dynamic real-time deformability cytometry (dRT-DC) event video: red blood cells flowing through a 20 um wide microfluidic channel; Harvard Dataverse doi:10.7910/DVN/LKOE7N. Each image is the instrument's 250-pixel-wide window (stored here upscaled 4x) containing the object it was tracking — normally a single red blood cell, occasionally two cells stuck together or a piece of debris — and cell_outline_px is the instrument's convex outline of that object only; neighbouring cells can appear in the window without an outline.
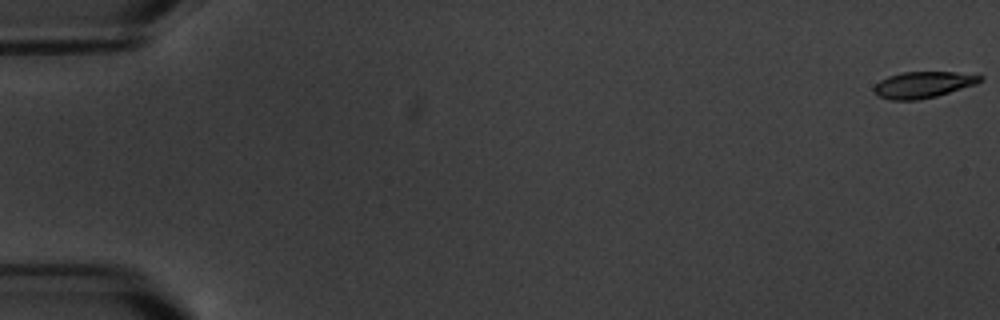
{"species": "common noctule bat (a hibernating species)", "species_latin": "Nyctalus noctula", "temperature_condition": "warm", "stored_images_in_passage": 7, "segment_of_instrument_passage": [2, 2], "camera_frame_rate_fps": 3000, "um_per_image_px": 0.085, "animal": {"sex": "male", "body_mass_g": 20.1, "forearm_length_mm": 53.5}, "frame": {"image": 1, "passage_image": 7, "time_ms": 7.0, "image_size_px": [1000, 320], "cell_outline_px": [[984, 80], [976, 84], [936, 96], [916, 100], [888, 100], [872, 92], [872, 88], [880, 80], [888, 76], [904, 72], [956, 72], [984, 76]], "centroid_in_image_um": [78.45, 7.2], "position_along_channel_um": 6.6, "area_um2": 16.3}}